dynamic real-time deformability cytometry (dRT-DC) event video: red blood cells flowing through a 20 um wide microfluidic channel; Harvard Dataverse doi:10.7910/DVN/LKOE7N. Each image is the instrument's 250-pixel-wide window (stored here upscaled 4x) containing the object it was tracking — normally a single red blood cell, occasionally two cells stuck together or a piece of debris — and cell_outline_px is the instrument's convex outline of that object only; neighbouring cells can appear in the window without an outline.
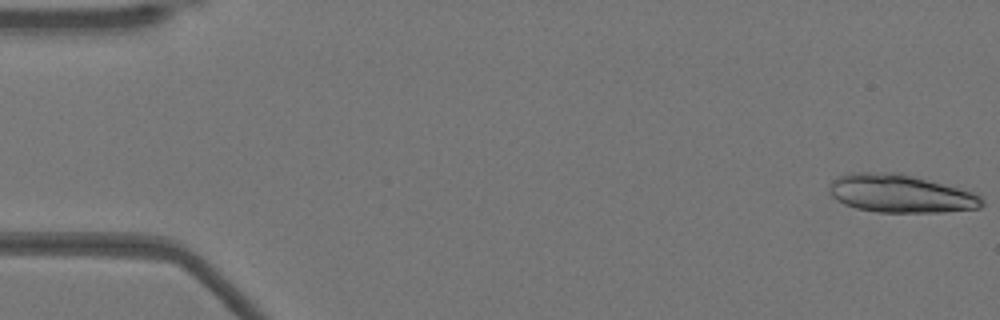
{"species": "Egyptian fruit bat (a non-hibernating species)", "species_latin": "Rousettus aegyptiacus", "temperature_condition": "warm", "stored_images_in_passage": 52, "segment_of_instrument_passage": [1, 2], "camera_frame_rate_fps": 3000, "um_per_image_px": 0.085, "animal": {"sex": "female"}, "frame": {"image": 1, "passage_image": 1, "time_ms": 0.0, "image_size_px": [1000, 320], "cell_outline_px": [[984, 204], [980, 208], [944, 212], [876, 212], [856, 208], [844, 204], [836, 200], [828, 192], [828, 184], [836, 176], [852, 172], [900, 172], [960, 188], [972, 192], [980, 196], [984, 200]], "centroid_in_image_um": [76.5, 16.44], "position_along_channel_um": 8.5, "area_um2": 34.33}}